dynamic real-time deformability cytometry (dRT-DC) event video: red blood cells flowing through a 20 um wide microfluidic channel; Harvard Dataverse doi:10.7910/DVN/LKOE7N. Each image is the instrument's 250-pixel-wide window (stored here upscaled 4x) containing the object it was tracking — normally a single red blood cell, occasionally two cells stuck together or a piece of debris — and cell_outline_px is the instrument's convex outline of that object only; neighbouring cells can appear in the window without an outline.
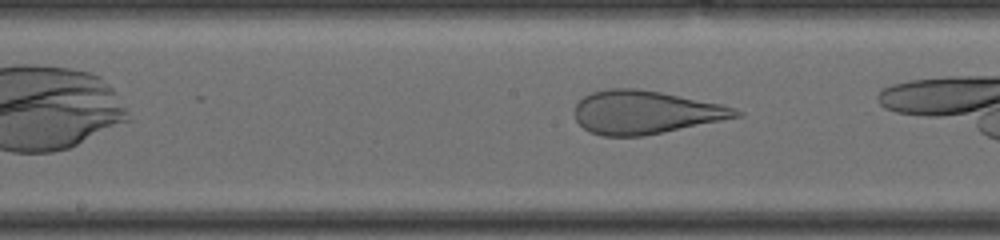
{"species": "human", "species_latin": "Homo sapiens", "temperature_condition": "cold", "stored_images_in_passage": 13, "camera_frame_rate_fps": 3000, "um_per_image_px": 0.085, "donor": {"sex": "male"}, "frame": {"image": 1, "passage_image": 8, "time_ms": 2.667, "image_size_px": [1000, 240], "cell_outline_px": [[744, 112], [740, 116], [644, 136], [600, 136], [588, 132], [576, 120], [576, 104], [584, 96], [592, 92], [608, 88], [636, 88], [660, 92], [720, 104], [736, 108]], "centroid_in_image_um": [54.82, 9.54], "position_along_channel_um": 193.4, "area_um2": 40.34}}